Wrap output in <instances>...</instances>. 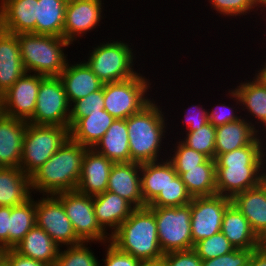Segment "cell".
<instances>
[{
    "label": "cell",
    "instance_id": "6da1fadb",
    "mask_svg": "<svg viewBox=\"0 0 266 266\" xmlns=\"http://www.w3.org/2000/svg\"><path fill=\"white\" fill-rule=\"evenodd\" d=\"M87 147L74 142L70 137L31 176L33 194L54 195L77 189ZM41 193V194H40Z\"/></svg>",
    "mask_w": 266,
    "mask_h": 266
},
{
    "label": "cell",
    "instance_id": "7a4b0ae2",
    "mask_svg": "<svg viewBox=\"0 0 266 266\" xmlns=\"http://www.w3.org/2000/svg\"><path fill=\"white\" fill-rule=\"evenodd\" d=\"M160 107L153 98L140 112L127 118L131 162L142 164L159 161L163 159L160 157L162 154L169 153L163 147L167 143L163 141L170 129L169 122L165 117L166 112ZM162 150L166 152L163 153Z\"/></svg>",
    "mask_w": 266,
    "mask_h": 266
},
{
    "label": "cell",
    "instance_id": "3957f363",
    "mask_svg": "<svg viewBox=\"0 0 266 266\" xmlns=\"http://www.w3.org/2000/svg\"><path fill=\"white\" fill-rule=\"evenodd\" d=\"M260 136L249 145L220 154L216 159V191L233 198L259 185L261 172Z\"/></svg>",
    "mask_w": 266,
    "mask_h": 266
},
{
    "label": "cell",
    "instance_id": "277c9868",
    "mask_svg": "<svg viewBox=\"0 0 266 266\" xmlns=\"http://www.w3.org/2000/svg\"><path fill=\"white\" fill-rule=\"evenodd\" d=\"M110 242L141 262L160 261L164 255L158 241L155 214L148 206L135 208L110 236Z\"/></svg>",
    "mask_w": 266,
    "mask_h": 266
},
{
    "label": "cell",
    "instance_id": "5b68a950",
    "mask_svg": "<svg viewBox=\"0 0 266 266\" xmlns=\"http://www.w3.org/2000/svg\"><path fill=\"white\" fill-rule=\"evenodd\" d=\"M17 38L26 72L60 76L68 61L64 48L71 46L65 38L35 33H21Z\"/></svg>",
    "mask_w": 266,
    "mask_h": 266
},
{
    "label": "cell",
    "instance_id": "8992f818",
    "mask_svg": "<svg viewBox=\"0 0 266 266\" xmlns=\"http://www.w3.org/2000/svg\"><path fill=\"white\" fill-rule=\"evenodd\" d=\"M130 44L123 39L100 42L92 46L86 56L88 61H84L104 84L129 79L140 73V69L134 70L136 50Z\"/></svg>",
    "mask_w": 266,
    "mask_h": 266
},
{
    "label": "cell",
    "instance_id": "52a82bcc",
    "mask_svg": "<svg viewBox=\"0 0 266 266\" xmlns=\"http://www.w3.org/2000/svg\"><path fill=\"white\" fill-rule=\"evenodd\" d=\"M69 137V127L27 122L19 167L26 175L31 176Z\"/></svg>",
    "mask_w": 266,
    "mask_h": 266
},
{
    "label": "cell",
    "instance_id": "ba28073f",
    "mask_svg": "<svg viewBox=\"0 0 266 266\" xmlns=\"http://www.w3.org/2000/svg\"><path fill=\"white\" fill-rule=\"evenodd\" d=\"M151 85L149 77L141 73L123 81L105 83L104 110L115 119H127L153 100L147 93L152 92Z\"/></svg>",
    "mask_w": 266,
    "mask_h": 266
},
{
    "label": "cell",
    "instance_id": "9c48e42d",
    "mask_svg": "<svg viewBox=\"0 0 266 266\" xmlns=\"http://www.w3.org/2000/svg\"><path fill=\"white\" fill-rule=\"evenodd\" d=\"M155 214L158 241L164 253L193 248L190 203L177 207H149Z\"/></svg>",
    "mask_w": 266,
    "mask_h": 266
},
{
    "label": "cell",
    "instance_id": "30bf717a",
    "mask_svg": "<svg viewBox=\"0 0 266 266\" xmlns=\"http://www.w3.org/2000/svg\"><path fill=\"white\" fill-rule=\"evenodd\" d=\"M54 196L63 204L76 235L83 242H97L103 246L104 243L110 241V235L100 227L96 220L93 196L82 194L77 190L59 192Z\"/></svg>",
    "mask_w": 266,
    "mask_h": 266
},
{
    "label": "cell",
    "instance_id": "8fae6325",
    "mask_svg": "<svg viewBox=\"0 0 266 266\" xmlns=\"http://www.w3.org/2000/svg\"><path fill=\"white\" fill-rule=\"evenodd\" d=\"M36 99V108L28 123L69 127L70 103L59 76L44 77Z\"/></svg>",
    "mask_w": 266,
    "mask_h": 266
},
{
    "label": "cell",
    "instance_id": "7c38bea8",
    "mask_svg": "<svg viewBox=\"0 0 266 266\" xmlns=\"http://www.w3.org/2000/svg\"><path fill=\"white\" fill-rule=\"evenodd\" d=\"M37 199L35 219L37 227L42 228L60 247L83 242L76 235L63 204L54 195H42Z\"/></svg>",
    "mask_w": 266,
    "mask_h": 266
},
{
    "label": "cell",
    "instance_id": "4fadbf2b",
    "mask_svg": "<svg viewBox=\"0 0 266 266\" xmlns=\"http://www.w3.org/2000/svg\"><path fill=\"white\" fill-rule=\"evenodd\" d=\"M231 203V198L218 194L192 198L190 227L193 247L221 231L224 212Z\"/></svg>",
    "mask_w": 266,
    "mask_h": 266
},
{
    "label": "cell",
    "instance_id": "5bb4252c",
    "mask_svg": "<svg viewBox=\"0 0 266 266\" xmlns=\"http://www.w3.org/2000/svg\"><path fill=\"white\" fill-rule=\"evenodd\" d=\"M45 76L26 72L1 95L2 114L28 121L36 108L40 82Z\"/></svg>",
    "mask_w": 266,
    "mask_h": 266
},
{
    "label": "cell",
    "instance_id": "9a60e30c",
    "mask_svg": "<svg viewBox=\"0 0 266 266\" xmlns=\"http://www.w3.org/2000/svg\"><path fill=\"white\" fill-rule=\"evenodd\" d=\"M103 4H105L104 0L103 2L102 0H69L66 7L63 38L74 45V41L80 40L96 27L98 29L101 20L105 19Z\"/></svg>",
    "mask_w": 266,
    "mask_h": 266
},
{
    "label": "cell",
    "instance_id": "2e32d148",
    "mask_svg": "<svg viewBox=\"0 0 266 266\" xmlns=\"http://www.w3.org/2000/svg\"><path fill=\"white\" fill-rule=\"evenodd\" d=\"M114 162L93 148H87L83 157L82 170L77 191L89 196L104 193Z\"/></svg>",
    "mask_w": 266,
    "mask_h": 266
},
{
    "label": "cell",
    "instance_id": "e0dca14e",
    "mask_svg": "<svg viewBox=\"0 0 266 266\" xmlns=\"http://www.w3.org/2000/svg\"><path fill=\"white\" fill-rule=\"evenodd\" d=\"M141 164L135 162L114 163L107 191L118 194L134 208L146 207L141 194Z\"/></svg>",
    "mask_w": 266,
    "mask_h": 266
},
{
    "label": "cell",
    "instance_id": "ac0fdd59",
    "mask_svg": "<svg viewBox=\"0 0 266 266\" xmlns=\"http://www.w3.org/2000/svg\"><path fill=\"white\" fill-rule=\"evenodd\" d=\"M69 61L70 59L59 77L68 101L72 105L73 102L101 89L104 83L84 60L73 64Z\"/></svg>",
    "mask_w": 266,
    "mask_h": 266
},
{
    "label": "cell",
    "instance_id": "d6986e66",
    "mask_svg": "<svg viewBox=\"0 0 266 266\" xmlns=\"http://www.w3.org/2000/svg\"><path fill=\"white\" fill-rule=\"evenodd\" d=\"M235 87L233 89L239 97L240 107L243 108L242 111L247 112L243 118L248 120L252 117L248 122L261 133L266 128V85L253 76V79L239 82Z\"/></svg>",
    "mask_w": 266,
    "mask_h": 266
},
{
    "label": "cell",
    "instance_id": "ffe728a7",
    "mask_svg": "<svg viewBox=\"0 0 266 266\" xmlns=\"http://www.w3.org/2000/svg\"><path fill=\"white\" fill-rule=\"evenodd\" d=\"M93 209L98 224L111 236L135 208L118 194L106 190L93 196Z\"/></svg>",
    "mask_w": 266,
    "mask_h": 266
},
{
    "label": "cell",
    "instance_id": "44dd1931",
    "mask_svg": "<svg viewBox=\"0 0 266 266\" xmlns=\"http://www.w3.org/2000/svg\"><path fill=\"white\" fill-rule=\"evenodd\" d=\"M25 73L17 34L0 29V95Z\"/></svg>",
    "mask_w": 266,
    "mask_h": 266
},
{
    "label": "cell",
    "instance_id": "7402d4cb",
    "mask_svg": "<svg viewBox=\"0 0 266 266\" xmlns=\"http://www.w3.org/2000/svg\"><path fill=\"white\" fill-rule=\"evenodd\" d=\"M27 121L0 115V167H19Z\"/></svg>",
    "mask_w": 266,
    "mask_h": 266
},
{
    "label": "cell",
    "instance_id": "603a6c76",
    "mask_svg": "<svg viewBox=\"0 0 266 266\" xmlns=\"http://www.w3.org/2000/svg\"><path fill=\"white\" fill-rule=\"evenodd\" d=\"M1 29L13 33H35L37 0H1Z\"/></svg>",
    "mask_w": 266,
    "mask_h": 266
},
{
    "label": "cell",
    "instance_id": "cb8c5ba5",
    "mask_svg": "<svg viewBox=\"0 0 266 266\" xmlns=\"http://www.w3.org/2000/svg\"><path fill=\"white\" fill-rule=\"evenodd\" d=\"M164 156L161 157L165 159L141 164V194L146 206L178 175L172 162Z\"/></svg>",
    "mask_w": 266,
    "mask_h": 266
},
{
    "label": "cell",
    "instance_id": "d4e9b609",
    "mask_svg": "<svg viewBox=\"0 0 266 266\" xmlns=\"http://www.w3.org/2000/svg\"><path fill=\"white\" fill-rule=\"evenodd\" d=\"M32 194L30 176L20 167H0V206L21 205Z\"/></svg>",
    "mask_w": 266,
    "mask_h": 266
},
{
    "label": "cell",
    "instance_id": "484cf974",
    "mask_svg": "<svg viewBox=\"0 0 266 266\" xmlns=\"http://www.w3.org/2000/svg\"><path fill=\"white\" fill-rule=\"evenodd\" d=\"M13 249L22 256L54 266L60 246L35 225Z\"/></svg>",
    "mask_w": 266,
    "mask_h": 266
},
{
    "label": "cell",
    "instance_id": "4316f807",
    "mask_svg": "<svg viewBox=\"0 0 266 266\" xmlns=\"http://www.w3.org/2000/svg\"><path fill=\"white\" fill-rule=\"evenodd\" d=\"M93 149L114 163H129L127 119H115Z\"/></svg>",
    "mask_w": 266,
    "mask_h": 266
},
{
    "label": "cell",
    "instance_id": "83f0119b",
    "mask_svg": "<svg viewBox=\"0 0 266 266\" xmlns=\"http://www.w3.org/2000/svg\"><path fill=\"white\" fill-rule=\"evenodd\" d=\"M215 131V159L220 154L249 145L259 135L246 118L218 126Z\"/></svg>",
    "mask_w": 266,
    "mask_h": 266
},
{
    "label": "cell",
    "instance_id": "f1b7e54d",
    "mask_svg": "<svg viewBox=\"0 0 266 266\" xmlns=\"http://www.w3.org/2000/svg\"><path fill=\"white\" fill-rule=\"evenodd\" d=\"M221 232L235 249H257V235L233 203L224 212Z\"/></svg>",
    "mask_w": 266,
    "mask_h": 266
},
{
    "label": "cell",
    "instance_id": "f546056e",
    "mask_svg": "<svg viewBox=\"0 0 266 266\" xmlns=\"http://www.w3.org/2000/svg\"><path fill=\"white\" fill-rule=\"evenodd\" d=\"M115 118L106 110L90 113L80 118L70 129V138L77 143L93 148L103 137Z\"/></svg>",
    "mask_w": 266,
    "mask_h": 266
},
{
    "label": "cell",
    "instance_id": "4dcf8cb0",
    "mask_svg": "<svg viewBox=\"0 0 266 266\" xmlns=\"http://www.w3.org/2000/svg\"><path fill=\"white\" fill-rule=\"evenodd\" d=\"M231 200L257 236L266 229V195L259 185L236 194Z\"/></svg>",
    "mask_w": 266,
    "mask_h": 266
},
{
    "label": "cell",
    "instance_id": "1f68e13d",
    "mask_svg": "<svg viewBox=\"0 0 266 266\" xmlns=\"http://www.w3.org/2000/svg\"><path fill=\"white\" fill-rule=\"evenodd\" d=\"M67 0H37L35 34L63 37Z\"/></svg>",
    "mask_w": 266,
    "mask_h": 266
},
{
    "label": "cell",
    "instance_id": "d6a6232c",
    "mask_svg": "<svg viewBox=\"0 0 266 266\" xmlns=\"http://www.w3.org/2000/svg\"><path fill=\"white\" fill-rule=\"evenodd\" d=\"M216 162L208 159L192 169H185L180 175L188 193L193 197L212 196L216 191Z\"/></svg>",
    "mask_w": 266,
    "mask_h": 266
},
{
    "label": "cell",
    "instance_id": "836d02e7",
    "mask_svg": "<svg viewBox=\"0 0 266 266\" xmlns=\"http://www.w3.org/2000/svg\"><path fill=\"white\" fill-rule=\"evenodd\" d=\"M33 197L21 205L11 207L9 249H13L36 225V200Z\"/></svg>",
    "mask_w": 266,
    "mask_h": 266
},
{
    "label": "cell",
    "instance_id": "e575fe53",
    "mask_svg": "<svg viewBox=\"0 0 266 266\" xmlns=\"http://www.w3.org/2000/svg\"><path fill=\"white\" fill-rule=\"evenodd\" d=\"M91 243L97 244V242H81L77 245L65 246L66 249L60 247L54 266H99L98 256L96 257L90 249Z\"/></svg>",
    "mask_w": 266,
    "mask_h": 266
},
{
    "label": "cell",
    "instance_id": "d590c367",
    "mask_svg": "<svg viewBox=\"0 0 266 266\" xmlns=\"http://www.w3.org/2000/svg\"><path fill=\"white\" fill-rule=\"evenodd\" d=\"M186 135L180 139L189 148L206 155L209 159H215V127L208 122L195 131H185Z\"/></svg>",
    "mask_w": 266,
    "mask_h": 266
},
{
    "label": "cell",
    "instance_id": "8d00e7d4",
    "mask_svg": "<svg viewBox=\"0 0 266 266\" xmlns=\"http://www.w3.org/2000/svg\"><path fill=\"white\" fill-rule=\"evenodd\" d=\"M192 196L188 193L181 177L177 175L148 207H177L189 204Z\"/></svg>",
    "mask_w": 266,
    "mask_h": 266
},
{
    "label": "cell",
    "instance_id": "74e56055",
    "mask_svg": "<svg viewBox=\"0 0 266 266\" xmlns=\"http://www.w3.org/2000/svg\"><path fill=\"white\" fill-rule=\"evenodd\" d=\"M172 145L174 149L171 148L170 155L167 154V156L179 176L185 172V169L195 168L209 159L206 155L189 148L180 139Z\"/></svg>",
    "mask_w": 266,
    "mask_h": 266
},
{
    "label": "cell",
    "instance_id": "f35d334b",
    "mask_svg": "<svg viewBox=\"0 0 266 266\" xmlns=\"http://www.w3.org/2000/svg\"><path fill=\"white\" fill-rule=\"evenodd\" d=\"M212 9L223 17L237 18L260 10L262 0H208ZM235 16V17H234ZM231 17V18H230Z\"/></svg>",
    "mask_w": 266,
    "mask_h": 266
},
{
    "label": "cell",
    "instance_id": "ab89813d",
    "mask_svg": "<svg viewBox=\"0 0 266 266\" xmlns=\"http://www.w3.org/2000/svg\"><path fill=\"white\" fill-rule=\"evenodd\" d=\"M70 105L69 129L82 117L90 113L99 112L104 109V85L101 89L92 92Z\"/></svg>",
    "mask_w": 266,
    "mask_h": 266
},
{
    "label": "cell",
    "instance_id": "60d3db41",
    "mask_svg": "<svg viewBox=\"0 0 266 266\" xmlns=\"http://www.w3.org/2000/svg\"><path fill=\"white\" fill-rule=\"evenodd\" d=\"M193 249L202 260L213 259L235 250L221 231L197 242Z\"/></svg>",
    "mask_w": 266,
    "mask_h": 266
},
{
    "label": "cell",
    "instance_id": "b9f144b4",
    "mask_svg": "<svg viewBox=\"0 0 266 266\" xmlns=\"http://www.w3.org/2000/svg\"><path fill=\"white\" fill-rule=\"evenodd\" d=\"M231 89V90H230ZM228 89V94L226 96H230L234 102H236L235 107L234 103L231 104L233 106H230V103L226 105L224 102L215 104L216 106H213L214 108H210L207 110L208 114V121L216 128L218 126H222L224 124H227L229 122L238 121L241 118H243L242 114L240 116L237 115L238 111L241 113V104L238 95L235 93L234 89L230 88ZM239 105V106H238ZM238 106V107H236ZM236 108V109H235ZM238 108V110H237Z\"/></svg>",
    "mask_w": 266,
    "mask_h": 266
},
{
    "label": "cell",
    "instance_id": "7bdbcfd3",
    "mask_svg": "<svg viewBox=\"0 0 266 266\" xmlns=\"http://www.w3.org/2000/svg\"><path fill=\"white\" fill-rule=\"evenodd\" d=\"M255 249H235L234 251L208 260H202V266H248Z\"/></svg>",
    "mask_w": 266,
    "mask_h": 266
},
{
    "label": "cell",
    "instance_id": "ee69618b",
    "mask_svg": "<svg viewBox=\"0 0 266 266\" xmlns=\"http://www.w3.org/2000/svg\"><path fill=\"white\" fill-rule=\"evenodd\" d=\"M105 246V258L102 259L103 266H140L142 262L134 258L132 255L119 250L110 241L104 243ZM99 264V266H102Z\"/></svg>",
    "mask_w": 266,
    "mask_h": 266
},
{
    "label": "cell",
    "instance_id": "f6af8a7d",
    "mask_svg": "<svg viewBox=\"0 0 266 266\" xmlns=\"http://www.w3.org/2000/svg\"><path fill=\"white\" fill-rule=\"evenodd\" d=\"M162 260L166 266H202V259L193 248L164 253Z\"/></svg>",
    "mask_w": 266,
    "mask_h": 266
},
{
    "label": "cell",
    "instance_id": "bcb514c9",
    "mask_svg": "<svg viewBox=\"0 0 266 266\" xmlns=\"http://www.w3.org/2000/svg\"><path fill=\"white\" fill-rule=\"evenodd\" d=\"M184 110L183 117L185 119L182 120L184 122L182 124L186 126V128H183L184 130L186 129L185 131H195L209 122L207 109L203 105L194 104Z\"/></svg>",
    "mask_w": 266,
    "mask_h": 266
},
{
    "label": "cell",
    "instance_id": "7dc6e473",
    "mask_svg": "<svg viewBox=\"0 0 266 266\" xmlns=\"http://www.w3.org/2000/svg\"><path fill=\"white\" fill-rule=\"evenodd\" d=\"M1 256L10 264V266H48L44 262L22 256L14 249L3 250Z\"/></svg>",
    "mask_w": 266,
    "mask_h": 266
},
{
    "label": "cell",
    "instance_id": "c3c4849f",
    "mask_svg": "<svg viewBox=\"0 0 266 266\" xmlns=\"http://www.w3.org/2000/svg\"><path fill=\"white\" fill-rule=\"evenodd\" d=\"M10 206H0V249H9V216Z\"/></svg>",
    "mask_w": 266,
    "mask_h": 266
},
{
    "label": "cell",
    "instance_id": "681fc988",
    "mask_svg": "<svg viewBox=\"0 0 266 266\" xmlns=\"http://www.w3.org/2000/svg\"><path fill=\"white\" fill-rule=\"evenodd\" d=\"M248 266H266V253L255 249L250 257Z\"/></svg>",
    "mask_w": 266,
    "mask_h": 266
},
{
    "label": "cell",
    "instance_id": "f907efd6",
    "mask_svg": "<svg viewBox=\"0 0 266 266\" xmlns=\"http://www.w3.org/2000/svg\"><path fill=\"white\" fill-rule=\"evenodd\" d=\"M264 64V65H263ZM261 64L260 68L258 70H255L254 75L257 79H259L264 85H266V60Z\"/></svg>",
    "mask_w": 266,
    "mask_h": 266
},
{
    "label": "cell",
    "instance_id": "816d5d0a",
    "mask_svg": "<svg viewBox=\"0 0 266 266\" xmlns=\"http://www.w3.org/2000/svg\"><path fill=\"white\" fill-rule=\"evenodd\" d=\"M257 249L266 253V229L257 236Z\"/></svg>",
    "mask_w": 266,
    "mask_h": 266
},
{
    "label": "cell",
    "instance_id": "f5cc1de1",
    "mask_svg": "<svg viewBox=\"0 0 266 266\" xmlns=\"http://www.w3.org/2000/svg\"><path fill=\"white\" fill-rule=\"evenodd\" d=\"M261 171L266 172V146H260Z\"/></svg>",
    "mask_w": 266,
    "mask_h": 266
},
{
    "label": "cell",
    "instance_id": "db71d44e",
    "mask_svg": "<svg viewBox=\"0 0 266 266\" xmlns=\"http://www.w3.org/2000/svg\"><path fill=\"white\" fill-rule=\"evenodd\" d=\"M259 186L265 192V195H266V172L264 171L260 172Z\"/></svg>",
    "mask_w": 266,
    "mask_h": 266
},
{
    "label": "cell",
    "instance_id": "11a10c76",
    "mask_svg": "<svg viewBox=\"0 0 266 266\" xmlns=\"http://www.w3.org/2000/svg\"><path fill=\"white\" fill-rule=\"evenodd\" d=\"M140 266H166L163 260L154 262H142Z\"/></svg>",
    "mask_w": 266,
    "mask_h": 266
},
{
    "label": "cell",
    "instance_id": "9f6ffc18",
    "mask_svg": "<svg viewBox=\"0 0 266 266\" xmlns=\"http://www.w3.org/2000/svg\"><path fill=\"white\" fill-rule=\"evenodd\" d=\"M264 133H265V135H264ZM259 136H260V146H266V142H264V141H266V140H264V139H266V128L263 131H261V133H259ZM262 136H264V137H262Z\"/></svg>",
    "mask_w": 266,
    "mask_h": 266
},
{
    "label": "cell",
    "instance_id": "6f0895ef",
    "mask_svg": "<svg viewBox=\"0 0 266 266\" xmlns=\"http://www.w3.org/2000/svg\"><path fill=\"white\" fill-rule=\"evenodd\" d=\"M260 11L259 12H261V14H262V12L266 15V13H265V11H266V2L264 1V0H262V2H261V6H260ZM266 18V17H265ZM265 25H266V22H265ZM265 29H266V27H265ZM266 34V33H265Z\"/></svg>",
    "mask_w": 266,
    "mask_h": 266
},
{
    "label": "cell",
    "instance_id": "680465c9",
    "mask_svg": "<svg viewBox=\"0 0 266 266\" xmlns=\"http://www.w3.org/2000/svg\"><path fill=\"white\" fill-rule=\"evenodd\" d=\"M0 266H10V264L2 256H0Z\"/></svg>",
    "mask_w": 266,
    "mask_h": 266
},
{
    "label": "cell",
    "instance_id": "91938a15",
    "mask_svg": "<svg viewBox=\"0 0 266 266\" xmlns=\"http://www.w3.org/2000/svg\"><path fill=\"white\" fill-rule=\"evenodd\" d=\"M2 114V101H1V95H0V115Z\"/></svg>",
    "mask_w": 266,
    "mask_h": 266
},
{
    "label": "cell",
    "instance_id": "94428289",
    "mask_svg": "<svg viewBox=\"0 0 266 266\" xmlns=\"http://www.w3.org/2000/svg\"><path fill=\"white\" fill-rule=\"evenodd\" d=\"M1 8L2 6H1V0H0V29H1Z\"/></svg>",
    "mask_w": 266,
    "mask_h": 266
}]
</instances>
